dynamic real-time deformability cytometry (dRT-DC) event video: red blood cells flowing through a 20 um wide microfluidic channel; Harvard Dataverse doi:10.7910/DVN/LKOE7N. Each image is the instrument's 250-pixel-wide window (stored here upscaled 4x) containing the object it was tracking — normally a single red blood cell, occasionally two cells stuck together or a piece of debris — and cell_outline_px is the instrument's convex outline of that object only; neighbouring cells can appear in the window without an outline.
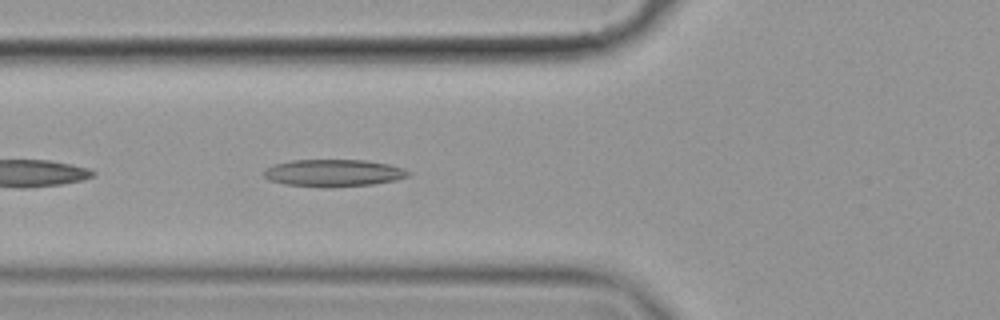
{"species": "common noctule bat (a hibernating species)", "species_latin": "Nyctalus noctula", "temperature_condition": "cold", "stored_images_in_passage": 36, "camera_frame_rate_fps": 3000, "um_per_image_px": 0.085, "animal": {"sex": "female", "body_mass_g": 19.9}, "frame": {"image": 1, "passage_image": 5, "time_ms": 1.333, "image_size_px": [1000, 320], "cell_outline_px": [[412, 172], [408, 176], [396, 180], [372, 184], [328, 188], [324, 188], [284, 184], [268, 180], [264, 176], [264, 172], [272, 164], [292, 160], [364, 160], [388, 164], [404, 168]], "centroid_in_image_um": [28.34, 14.71], "position_along_channel_um": 97.5, "area_um2": 23.06}}
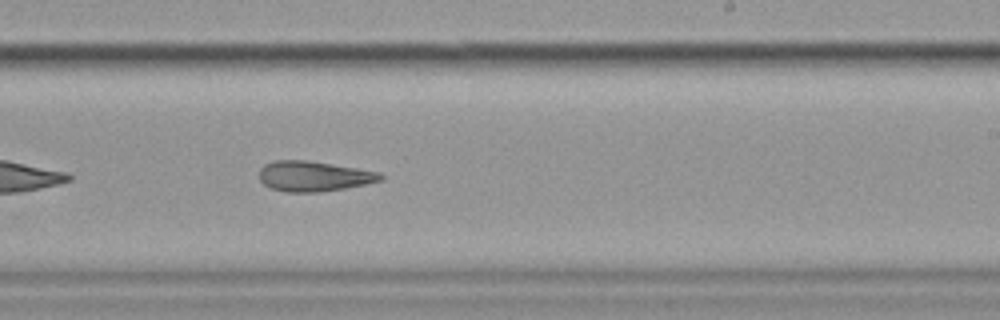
{"frame": {"image": 2, "passage_image": 19, "time_ms": 6.0, "image_size_px": [1000, 320], "cell_outline_px": [[384, 180], [344, 188], [316, 192], [284, 192], [272, 188], [264, 184], [260, 180], [260, 168], [264, 164], [272, 160], [308, 160], [380, 172], [384, 176]], "centroid_in_image_um": [26.66, 14.97], "position_along_channel_um": 262.3, "area_um2": 21.33}}
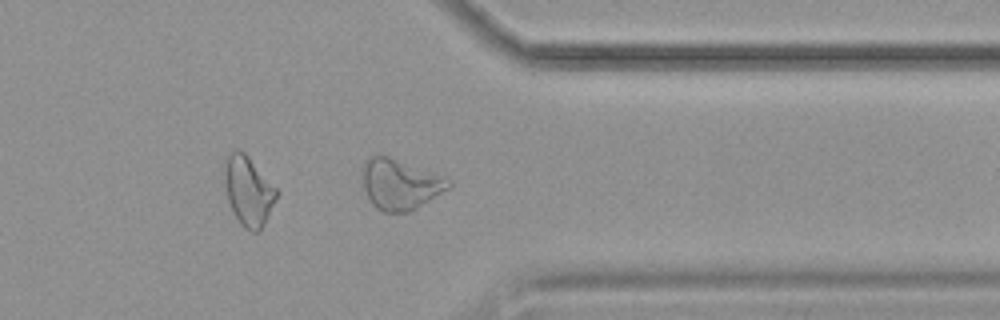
{"frame": {"image": 3, "passage_image": 29, "time_ms": 9.333, "image_size_px": [1000, 320], "cell_outline_px": [[452, 188], [416, 208], [408, 212], [384, 212], [376, 208], [372, 204], [364, 188], [360, 168], [360, 164], [372, 156], [388, 156], [444, 176], [452, 180]], "centroid_in_image_um": [34.02, 15.66], "position_along_channel_um": 377.4, "area_um2": 25.61}, "authors_computed_cell_mechanics": {"area_um2": 22.1663, "velocity_mm_per_s": 3.5385, "shape_relaxation_time_tau1_ms": null, "shape_relaxation_time_tau2_ms": 6.0917, "deformation_change_tau1": null, "deformation_change_tau2": 0.1794}}